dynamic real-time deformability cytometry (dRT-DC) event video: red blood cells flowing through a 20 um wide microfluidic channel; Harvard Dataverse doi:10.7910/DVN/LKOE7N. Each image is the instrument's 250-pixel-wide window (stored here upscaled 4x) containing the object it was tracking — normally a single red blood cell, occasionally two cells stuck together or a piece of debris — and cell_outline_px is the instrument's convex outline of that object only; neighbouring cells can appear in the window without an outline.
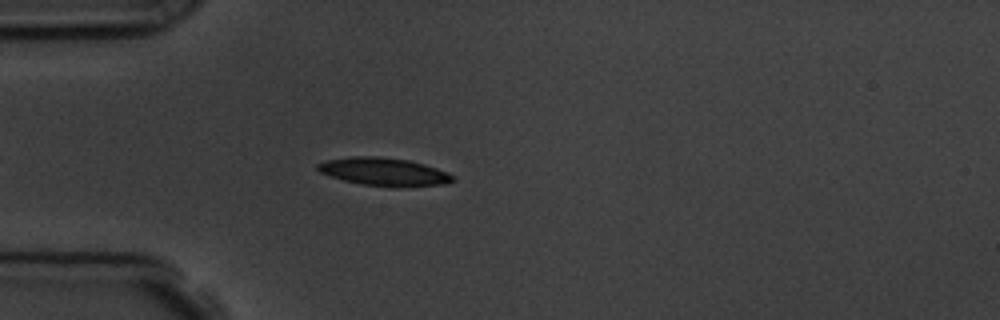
{"species": "common noctule bat (a hibernating species)", "species_latin": "Nyctalus noctula", "temperature_condition": "room temperature", "stored_images_in_passage": 2, "camera_frame_rate_fps": 3000, "um_per_image_px": 0.085, "animal": {"sex": "male", "body_mass_g": 19.5, "forearm_length_mm": 54.6}, "frame": {"image": 1, "passage_image": 2, "time_ms": 1.0, "image_size_px": [1000, 320], "cell_outline_px": [[456, 180], [444, 184], [396, 188], [388, 188], [360, 184], [344, 180], [320, 172], [316, 168], [316, 164], [328, 160], [352, 156], [380, 156], [408, 160], [424, 164], [448, 172], [456, 176]], "centroid_in_image_um": [32.69, 14.61], "position_along_channel_um": 52.3, "area_um2": 22.37}}